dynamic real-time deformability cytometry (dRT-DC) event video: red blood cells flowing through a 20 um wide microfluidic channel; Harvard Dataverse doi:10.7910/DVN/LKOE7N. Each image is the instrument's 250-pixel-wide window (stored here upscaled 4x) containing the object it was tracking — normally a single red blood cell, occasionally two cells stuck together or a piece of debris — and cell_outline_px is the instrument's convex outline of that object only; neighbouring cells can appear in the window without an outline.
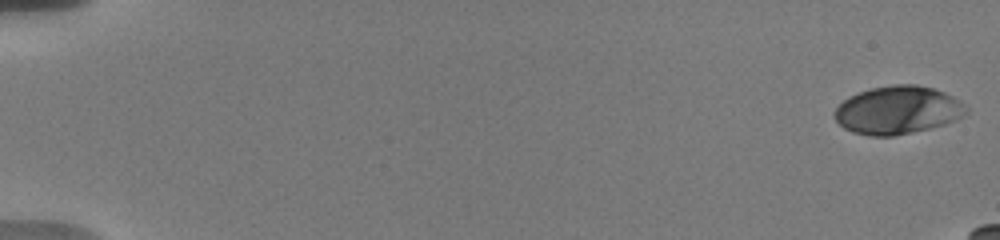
{"species": "human", "species_latin": "Homo sapiens", "temperature_condition": "warm", "stored_images_in_passage": 52, "camera_frame_rate_fps": 3000, "um_per_image_px": 0.085, "donor": {"sex": "male"}, "frame": {"image": 1, "passage_image": 1, "time_ms": 0.0, "image_size_px": [1000, 240], "cell_outline_px": [[968, 112], [944, 124], [912, 132], [892, 136], [872, 136], [852, 132], [844, 128], [836, 120], [836, 108], [848, 96], [872, 88], [892, 84], [916, 84], [932, 88], [944, 92], [960, 100], [968, 108]], "centroid_in_image_um": [76.3, 9.35], "position_along_channel_um": 8.7, "area_um2": 36.47}}
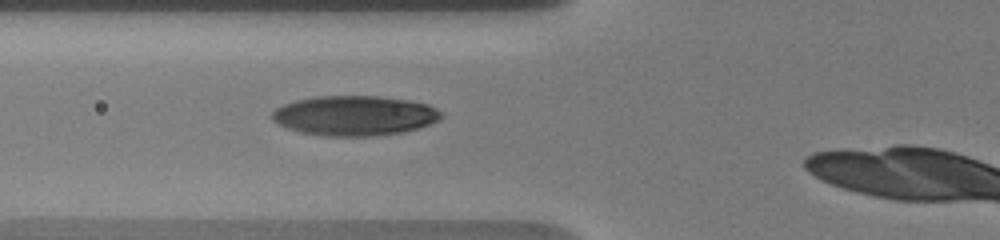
{"frame": {"image": 2, "passage_image": 23, "time_ms": 7.333, "image_size_px": [1000, 240], "cell_outline_px": [[444, 116], [440, 120], [420, 128], [404, 132], [372, 136], [324, 136], [300, 132], [288, 128], [272, 120], [272, 112], [276, 108], [284, 104], [296, 100], [316, 96], [380, 96], [408, 100], [428, 104], [436, 108]], "centroid_in_image_um": [30.17, 9.83], "position_along_channel_um": 95.6, "area_um2": 39.48}}
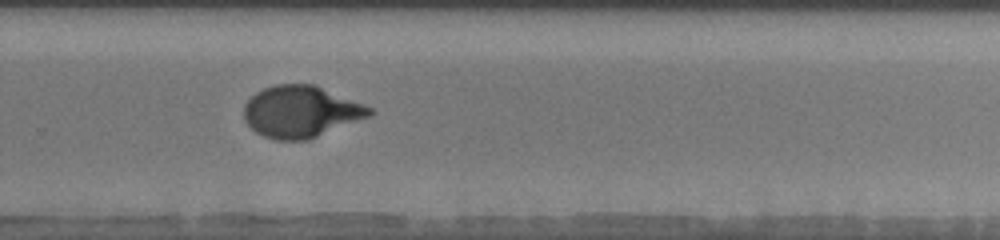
{"frame": {"image": 3, "passage_image": 40, "time_ms": 13.0, "image_size_px": [1000, 240], "cell_outline_px": [[376, 112], [372, 116], [308, 140], [276, 140], [264, 136], [256, 132], [244, 120], [244, 104], [256, 92], [264, 88], [276, 84], [316, 84], [364, 104], [372, 108]], "centroid_in_image_um": [25.61, 9.49], "position_along_channel_um": 304.2, "area_um2": 38.15}}